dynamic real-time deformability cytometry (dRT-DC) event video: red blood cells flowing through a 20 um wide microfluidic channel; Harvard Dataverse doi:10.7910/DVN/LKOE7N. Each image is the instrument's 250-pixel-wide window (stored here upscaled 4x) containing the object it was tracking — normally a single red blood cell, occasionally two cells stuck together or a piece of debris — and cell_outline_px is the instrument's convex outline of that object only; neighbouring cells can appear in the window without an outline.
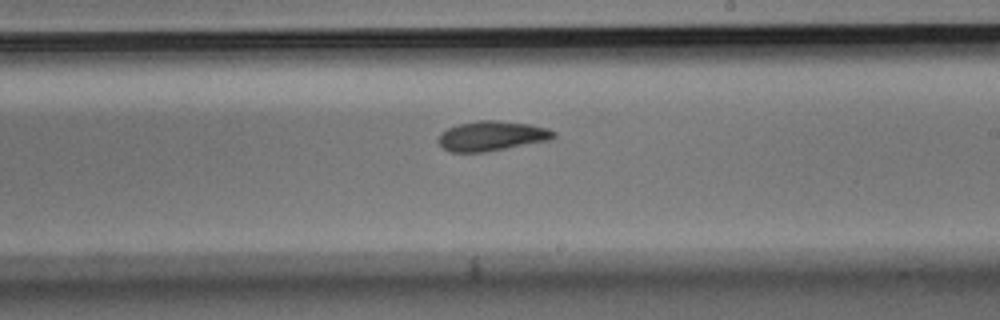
{"species": "Egyptian fruit bat (a non-hibernating species)", "species_latin": "Rousettus aegyptiacus", "temperature_condition": "room temperature", "stored_images_in_passage": 6, "camera_frame_rate_fps": 3000, "um_per_image_px": 0.085, "animal": {"sex": "male"}, "frame": {"image": 1, "passage_image": 6, "time_ms": 1.667, "image_size_px": [1000, 320], "cell_outline_px": [[556, 136], [552, 140], [484, 152], [452, 152], [444, 148], [436, 140], [440, 132], [448, 128], [460, 124], [480, 120], [496, 120], [528, 124], [548, 128], [556, 132]], "centroid_in_image_um": [41.81, 11.56], "position_along_channel_um": 247.2, "area_um2": 20.06}}